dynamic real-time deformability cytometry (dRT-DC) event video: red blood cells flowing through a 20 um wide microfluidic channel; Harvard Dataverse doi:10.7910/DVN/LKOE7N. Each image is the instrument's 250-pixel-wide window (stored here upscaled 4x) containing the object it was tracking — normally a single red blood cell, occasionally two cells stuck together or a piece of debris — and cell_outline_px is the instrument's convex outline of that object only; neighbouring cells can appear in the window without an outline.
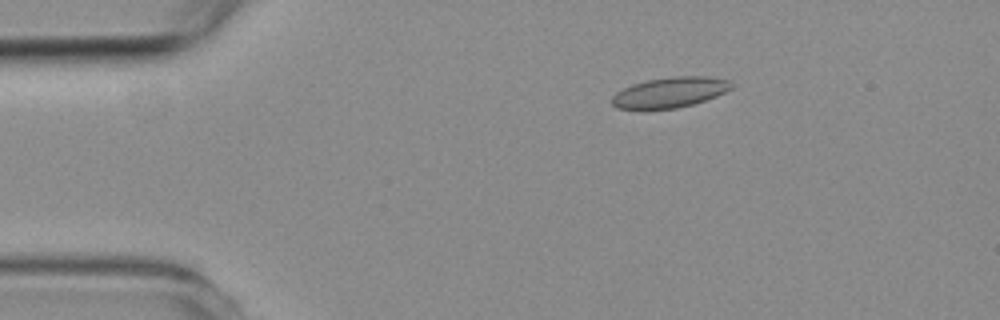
{"species": "common noctule bat (a hibernating species)", "species_latin": "Nyctalus noctula", "temperature_condition": "room temperature", "stored_images_in_passage": 5, "camera_frame_rate_fps": 3000, "um_per_image_px": 0.085, "animal": {"sex": "female", "body_mass_g": 19.3, "forearm_length_mm": 54.1}, "frame": {"image": 1, "passage_image": 3, "time_ms": 2.667, "image_size_px": [1000, 320], "cell_outline_px": [[732, 88], [716, 96], [692, 104], [676, 108], [616, 108], [612, 104], [612, 96], [616, 92], [632, 84], [648, 80], [672, 76], [708, 76], [732, 80]], "centroid_in_image_um": [56.97, 7.83], "position_along_channel_um": 28.0, "area_um2": 20.92}}
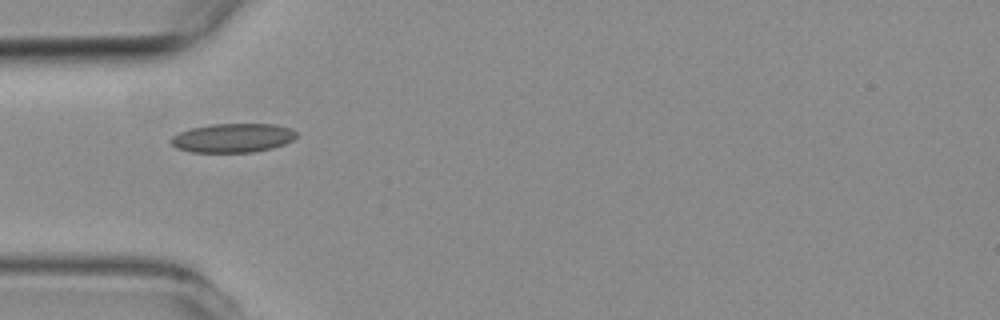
{"frame": {"image": 2, "passage_image": 5, "time_ms": 5.0, "image_size_px": [1000, 320], "cell_outline_px": [[296, 136], [292, 140], [284, 144], [272, 148], [252, 152], [192, 152], [176, 148], [168, 140], [172, 136], [180, 132], [192, 128], [212, 124], [276, 124], [288, 128], [296, 132]], "centroid_in_image_um": [19.76, 11.72], "position_along_channel_um": 65.2, "area_um2": 21.1}}